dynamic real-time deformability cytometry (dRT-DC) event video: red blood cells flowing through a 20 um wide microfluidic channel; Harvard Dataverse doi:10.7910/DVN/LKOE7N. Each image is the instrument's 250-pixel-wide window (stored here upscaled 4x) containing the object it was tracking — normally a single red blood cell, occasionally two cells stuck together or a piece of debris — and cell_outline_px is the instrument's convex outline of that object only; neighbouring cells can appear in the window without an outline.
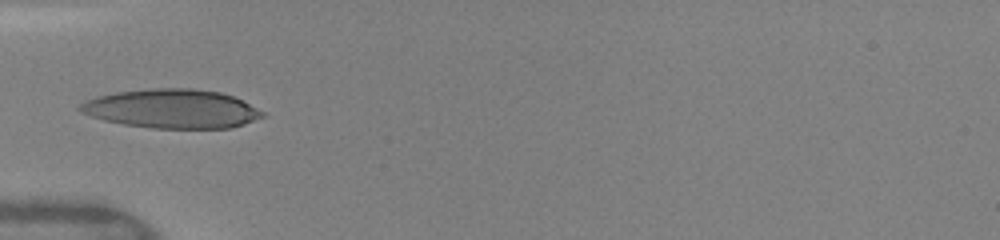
{"species": "human", "species_latin": "Homo sapiens", "temperature_condition": "warm", "stored_images_in_passage": 4, "camera_frame_rate_fps": 3000, "um_per_image_px": 0.085, "donor": {"sex": "female"}, "frame": {"image": 1, "passage_image": 1, "time_ms": 0.0, "image_size_px": [1000, 240], "cell_outline_px": [[268, 116], [232, 128], [152, 128], [124, 124], [104, 120], [80, 112], [76, 108], [80, 104], [96, 96], [116, 92], [152, 88], [192, 88], [220, 92], [232, 96], [264, 112]], "centroid_in_image_um": [14.61, 9.24], "position_along_channel_um": 70.4, "area_um2": 41.38}}